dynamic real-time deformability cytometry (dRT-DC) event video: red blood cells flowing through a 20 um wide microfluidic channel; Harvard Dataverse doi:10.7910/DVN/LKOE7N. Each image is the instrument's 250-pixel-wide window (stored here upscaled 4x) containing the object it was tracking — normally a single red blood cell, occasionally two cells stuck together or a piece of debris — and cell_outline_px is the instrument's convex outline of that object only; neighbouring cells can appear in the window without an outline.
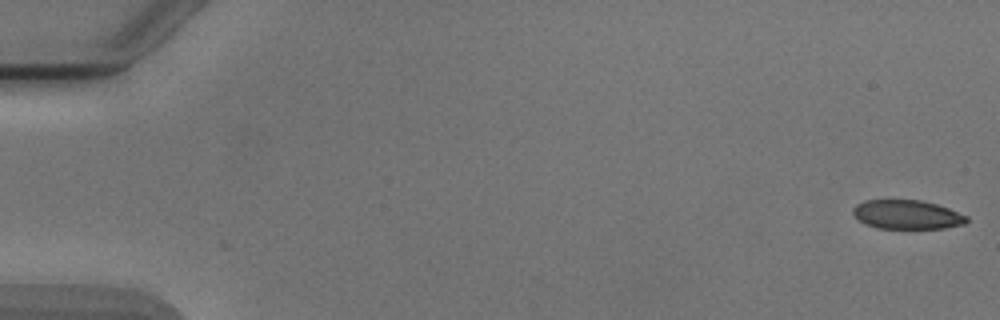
{"species": "Egyptian fruit bat (a non-hibernating species)", "species_latin": "Rousettus aegyptiacus", "temperature_condition": "cold", "stored_images_in_passage": 5, "camera_frame_rate_fps": 3000, "um_per_image_px": 0.085, "animal": {"sex": "male"}, "frame": {"image": 1, "passage_image": 1, "time_ms": 0.0, "image_size_px": [1000, 320], "cell_outline_px": [[968, 220], [964, 224], [944, 228], [876, 228], [860, 220], [852, 212], [852, 208], [856, 204], [864, 200], [920, 200], [936, 204], [948, 208], [968, 216]], "centroid_in_image_um": [77.1, 18.23], "position_along_channel_um": 7.9, "area_um2": 19.07}}
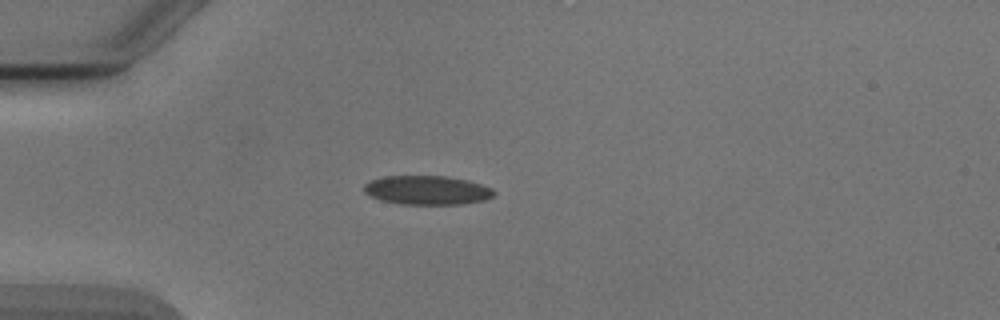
{"frame": {"image": 2, "passage_image": 5, "time_ms": 4.667, "image_size_px": [1000, 320], "cell_outline_px": [[496, 192], [492, 196], [484, 200], [464, 204], [400, 204], [380, 200], [364, 192], [364, 184], [372, 180], [384, 176], [448, 176], [468, 180], [492, 188]], "centroid_in_image_um": [36.31, 16.16], "position_along_channel_um": 48.7, "area_um2": 21.96}}